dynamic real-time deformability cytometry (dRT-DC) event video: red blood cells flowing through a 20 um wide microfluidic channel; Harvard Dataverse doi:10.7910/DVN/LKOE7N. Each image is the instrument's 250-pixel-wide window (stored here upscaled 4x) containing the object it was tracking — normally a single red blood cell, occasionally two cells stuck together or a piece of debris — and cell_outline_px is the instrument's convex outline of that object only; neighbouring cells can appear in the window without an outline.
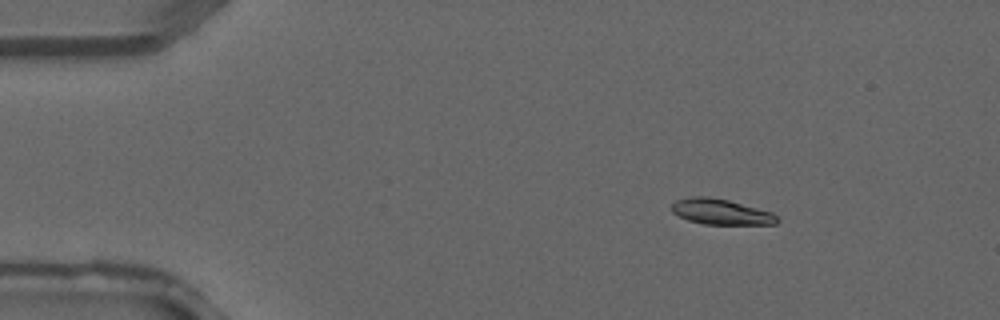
{"species": "common noctule bat (a hibernating species)", "species_latin": "Nyctalus noctula", "temperature_condition": "warm", "stored_images_in_passage": 2, "camera_frame_rate_fps": 3000, "um_per_image_px": 0.085, "animal": {"sex": "male", "forearm_length_mm": 52.5}, "frame": {"image": 1, "passage_image": 1, "time_ms": 0.0, "image_size_px": [1000, 320], "cell_outline_px": [[780, 220], [776, 224], [704, 224], [688, 220], [672, 212], [672, 204], [676, 200], [692, 196], [708, 196], [728, 200], [772, 212]], "centroid_in_image_um": [61.28, 18.0], "position_along_channel_um": 23.7, "area_um2": 15.61}}